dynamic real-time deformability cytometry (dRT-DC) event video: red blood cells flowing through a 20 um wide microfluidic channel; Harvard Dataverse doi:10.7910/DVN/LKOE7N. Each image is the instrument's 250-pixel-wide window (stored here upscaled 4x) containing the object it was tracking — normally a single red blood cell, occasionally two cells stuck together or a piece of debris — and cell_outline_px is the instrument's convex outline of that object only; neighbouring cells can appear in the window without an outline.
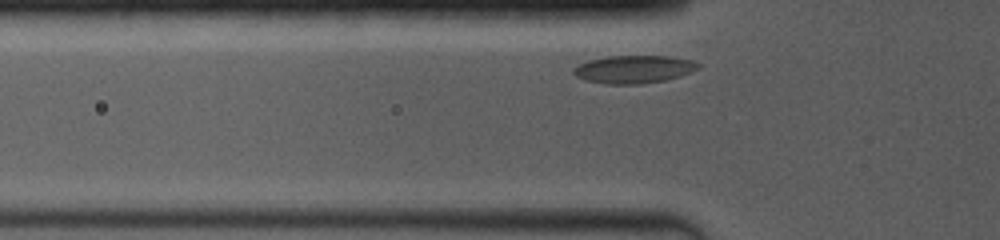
{"species": "common noctule bat (a hibernating species)", "species_latin": "Nyctalus noctula", "temperature_condition": "room temperature", "stored_images_in_passage": 26, "camera_frame_rate_fps": 4000, "um_per_image_px": 0.085, "animal": {"sex": "female", "body_mass_g": 19.0, "forearm_length_mm": 53.3}, "frame": {"image": 1, "passage_image": 3, "time_ms": 0.5, "image_size_px": [1000, 240], "cell_outline_px": [[700, 68], [692, 72], [680, 76], [664, 80], [640, 84], [604, 84], [584, 80], [576, 76], [572, 72], [572, 68], [588, 60], [608, 56], [672, 56], [692, 60], [700, 64]], "centroid_in_image_um": [53.87, 5.89], "position_along_channel_um": 71.9, "area_um2": 20.4}}
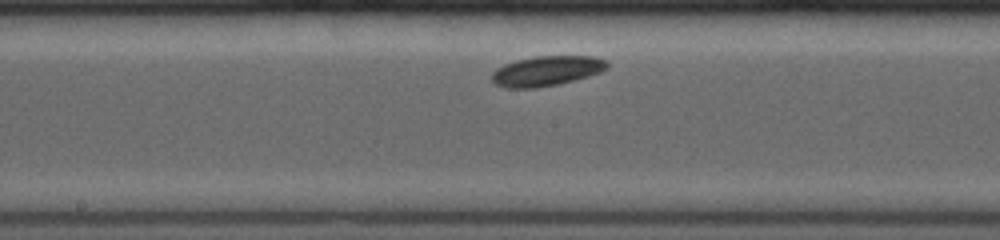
{"frame": {"image": 2, "passage_image": 13, "time_ms": 4.0, "image_size_px": [1000, 240], "cell_outline_px": [[608, 68], [600, 72], [588, 76], [556, 84], [536, 88], [504, 88], [496, 84], [492, 80], [492, 72], [496, 68], [504, 64], [516, 60], [536, 56], [596, 56], [608, 60]], "centroid_in_image_um": [46.46, 6.02], "position_along_channel_um": 201.7, "area_um2": 20.17}}
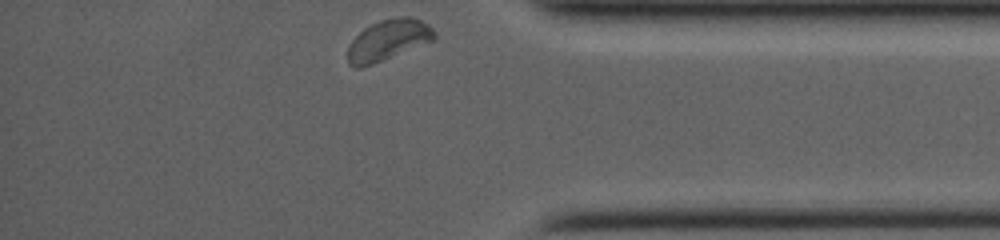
{"frame": {"image": 3, "passage_image": 26, "time_ms": 9.5, "image_size_px": [1000, 240], "cell_outline_px": [[436, 36], [432, 40], [372, 64], [360, 68], [356, 68], [348, 64], [348, 48], [352, 40], [364, 28], [380, 20], [400, 16], [412, 16], [428, 24], [436, 32]], "centroid_in_image_um": [32.98, 3.39], "position_along_channel_um": 402.2, "area_um2": 20.23}}